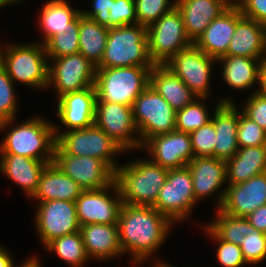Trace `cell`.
I'll list each match as a JSON object with an SVG mask.
<instances>
[{"mask_svg": "<svg viewBox=\"0 0 266 267\" xmlns=\"http://www.w3.org/2000/svg\"><path fill=\"white\" fill-rule=\"evenodd\" d=\"M172 224L153 206L122 203L117 226L123 254L129 251L137 263L150 259L164 242Z\"/></svg>", "mask_w": 266, "mask_h": 267, "instance_id": "obj_1", "label": "cell"}, {"mask_svg": "<svg viewBox=\"0 0 266 267\" xmlns=\"http://www.w3.org/2000/svg\"><path fill=\"white\" fill-rule=\"evenodd\" d=\"M136 161L118 166L115 171V182L119 187L122 203L153 206L164 186L168 169L151 160Z\"/></svg>", "mask_w": 266, "mask_h": 267, "instance_id": "obj_2", "label": "cell"}, {"mask_svg": "<svg viewBox=\"0 0 266 267\" xmlns=\"http://www.w3.org/2000/svg\"><path fill=\"white\" fill-rule=\"evenodd\" d=\"M154 65L148 51L147 27L134 24L108 29L105 51L96 68Z\"/></svg>", "mask_w": 266, "mask_h": 267, "instance_id": "obj_3", "label": "cell"}, {"mask_svg": "<svg viewBox=\"0 0 266 267\" xmlns=\"http://www.w3.org/2000/svg\"><path fill=\"white\" fill-rule=\"evenodd\" d=\"M5 137L0 145L1 154H16L39 161L54 159L55 125L41 117L18 124Z\"/></svg>", "mask_w": 266, "mask_h": 267, "instance_id": "obj_4", "label": "cell"}, {"mask_svg": "<svg viewBox=\"0 0 266 267\" xmlns=\"http://www.w3.org/2000/svg\"><path fill=\"white\" fill-rule=\"evenodd\" d=\"M152 67L96 68L94 88L96 102H113L133 106L136 98L149 86Z\"/></svg>", "mask_w": 266, "mask_h": 267, "instance_id": "obj_5", "label": "cell"}, {"mask_svg": "<svg viewBox=\"0 0 266 267\" xmlns=\"http://www.w3.org/2000/svg\"><path fill=\"white\" fill-rule=\"evenodd\" d=\"M3 51L0 49V64L13 82L48 87L49 63L44 44L7 45Z\"/></svg>", "mask_w": 266, "mask_h": 267, "instance_id": "obj_6", "label": "cell"}, {"mask_svg": "<svg viewBox=\"0 0 266 267\" xmlns=\"http://www.w3.org/2000/svg\"><path fill=\"white\" fill-rule=\"evenodd\" d=\"M55 126L56 146L67 155L91 156L107 163L114 171L117 165L112 156L122 153L124 149L95 124L88 128L57 132ZM122 150V151H121Z\"/></svg>", "mask_w": 266, "mask_h": 267, "instance_id": "obj_7", "label": "cell"}, {"mask_svg": "<svg viewBox=\"0 0 266 267\" xmlns=\"http://www.w3.org/2000/svg\"><path fill=\"white\" fill-rule=\"evenodd\" d=\"M147 39L149 55L155 65H164L180 50L193 44L176 7L147 27Z\"/></svg>", "mask_w": 266, "mask_h": 267, "instance_id": "obj_8", "label": "cell"}, {"mask_svg": "<svg viewBox=\"0 0 266 267\" xmlns=\"http://www.w3.org/2000/svg\"><path fill=\"white\" fill-rule=\"evenodd\" d=\"M132 112L141 146L155 135L175 131V110L150 86L136 98Z\"/></svg>", "mask_w": 266, "mask_h": 267, "instance_id": "obj_9", "label": "cell"}, {"mask_svg": "<svg viewBox=\"0 0 266 267\" xmlns=\"http://www.w3.org/2000/svg\"><path fill=\"white\" fill-rule=\"evenodd\" d=\"M195 203L192 174L188 166L169 169L153 207L173 223L185 220Z\"/></svg>", "mask_w": 266, "mask_h": 267, "instance_id": "obj_10", "label": "cell"}, {"mask_svg": "<svg viewBox=\"0 0 266 267\" xmlns=\"http://www.w3.org/2000/svg\"><path fill=\"white\" fill-rule=\"evenodd\" d=\"M53 162L83 190L102 189L115 181V171L95 157L67 155L55 146Z\"/></svg>", "mask_w": 266, "mask_h": 267, "instance_id": "obj_11", "label": "cell"}, {"mask_svg": "<svg viewBox=\"0 0 266 267\" xmlns=\"http://www.w3.org/2000/svg\"><path fill=\"white\" fill-rule=\"evenodd\" d=\"M217 59L208 56L194 43L180 50L164 65L197 96L208 97L212 66Z\"/></svg>", "mask_w": 266, "mask_h": 267, "instance_id": "obj_12", "label": "cell"}, {"mask_svg": "<svg viewBox=\"0 0 266 267\" xmlns=\"http://www.w3.org/2000/svg\"><path fill=\"white\" fill-rule=\"evenodd\" d=\"M53 59L54 64L48 70V87L53 85L58 98L69 92L94 87L96 66L82 54Z\"/></svg>", "mask_w": 266, "mask_h": 267, "instance_id": "obj_13", "label": "cell"}, {"mask_svg": "<svg viewBox=\"0 0 266 267\" xmlns=\"http://www.w3.org/2000/svg\"><path fill=\"white\" fill-rule=\"evenodd\" d=\"M94 124L119 144L124 151L142 147L132 107L113 102H96ZM135 133L138 137L134 136Z\"/></svg>", "mask_w": 266, "mask_h": 267, "instance_id": "obj_14", "label": "cell"}, {"mask_svg": "<svg viewBox=\"0 0 266 267\" xmlns=\"http://www.w3.org/2000/svg\"><path fill=\"white\" fill-rule=\"evenodd\" d=\"M38 205L35 227L45 246L53 239L80 230L75 202L59 199L40 202Z\"/></svg>", "mask_w": 266, "mask_h": 267, "instance_id": "obj_15", "label": "cell"}, {"mask_svg": "<svg viewBox=\"0 0 266 267\" xmlns=\"http://www.w3.org/2000/svg\"><path fill=\"white\" fill-rule=\"evenodd\" d=\"M112 189L115 194L114 198L108 194V190ZM75 205L80 226L87 224H117L122 205L119 187L114 181L111 185L102 189L83 190L76 199Z\"/></svg>", "mask_w": 266, "mask_h": 267, "instance_id": "obj_16", "label": "cell"}, {"mask_svg": "<svg viewBox=\"0 0 266 267\" xmlns=\"http://www.w3.org/2000/svg\"><path fill=\"white\" fill-rule=\"evenodd\" d=\"M218 209L234 217H247L262 205H266V172L246 182L228 185L217 199Z\"/></svg>", "mask_w": 266, "mask_h": 267, "instance_id": "obj_17", "label": "cell"}, {"mask_svg": "<svg viewBox=\"0 0 266 267\" xmlns=\"http://www.w3.org/2000/svg\"><path fill=\"white\" fill-rule=\"evenodd\" d=\"M142 147H146L155 164L166 169L187 166L194 158L190 133L172 131L149 138Z\"/></svg>", "mask_w": 266, "mask_h": 267, "instance_id": "obj_18", "label": "cell"}, {"mask_svg": "<svg viewBox=\"0 0 266 267\" xmlns=\"http://www.w3.org/2000/svg\"><path fill=\"white\" fill-rule=\"evenodd\" d=\"M58 100L56 114L69 130L88 128L94 124L97 101L94 87L63 94Z\"/></svg>", "mask_w": 266, "mask_h": 267, "instance_id": "obj_19", "label": "cell"}, {"mask_svg": "<svg viewBox=\"0 0 266 267\" xmlns=\"http://www.w3.org/2000/svg\"><path fill=\"white\" fill-rule=\"evenodd\" d=\"M213 116L210 117H212L216 132L214 157L226 161L236 155L239 150L237 107L232 100L222 99L215 107Z\"/></svg>", "mask_w": 266, "mask_h": 267, "instance_id": "obj_20", "label": "cell"}, {"mask_svg": "<svg viewBox=\"0 0 266 267\" xmlns=\"http://www.w3.org/2000/svg\"><path fill=\"white\" fill-rule=\"evenodd\" d=\"M242 17L239 8H227L210 22L194 44L208 56L219 59L227 53L236 23Z\"/></svg>", "mask_w": 266, "mask_h": 267, "instance_id": "obj_21", "label": "cell"}, {"mask_svg": "<svg viewBox=\"0 0 266 267\" xmlns=\"http://www.w3.org/2000/svg\"><path fill=\"white\" fill-rule=\"evenodd\" d=\"M185 32L192 43L203 34L213 19H216L228 7L220 0H175Z\"/></svg>", "mask_w": 266, "mask_h": 267, "instance_id": "obj_22", "label": "cell"}, {"mask_svg": "<svg viewBox=\"0 0 266 267\" xmlns=\"http://www.w3.org/2000/svg\"><path fill=\"white\" fill-rule=\"evenodd\" d=\"M195 201L212 195L227 181L226 161L215 157H194L188 164Z\"/></svg>", "mask_w": 266, "mask_h": 267, "instance_id": "obj_23", "label": "cell"}, {"mask_svg": "<svg viewBox=\"0 0 266 267\" xmlns=\"http://www.w3.org/2000/svg\"><path fill=\"white\" fill-rule=\"evenodd\" d=\"M265 33V24L243 16L236 23L235 32L225 55L254 58L263 61Z\"/></svg>", "mask_w": 266, "mask_h": 267, "instance_id": "obj_24", "label": "cell"}, {"mask_svg": "<svg viewBox=\"0 0 266 267\" xmlns=\"http://www.w3.org/2000/svg\"><path fill=\"white\" fill-rule=\"evenodd\" d=\"M149 86L162 96L175 112L183 109L198 98L181 79L165 65H154L151 68L149 72Z\"/></svg>", "mask_w": 266, "mask_h": 267, "instance_id": "obj_25", "label": "cell"}, {"mask_svg": "<svg viewBox=\"0 0 266 267\" xmlns=\"http://www.w3.org/2000/svg\"><path fill=\"white\" fill-rule=\"evenodd\" d=\"M79 231L89 259L107 260L123 255L117 224H87L82 225Z\"/></svg>", "mask_w": 266, "mask_h": 267, "instance_id": "obj_26", "label": "cell"}, {"mask_svg": "<svg viewBox=\"0 0 266 267\" xmlns=\"http://www.w3.org/2000/svg\"><path fill=\"white\" fill-rule=\"evenodd\" d=\"M16 154H1L0 171L33 197L39 186L42 171L48 163Z\"/></svg>", "mask_w": 266, "mask_h": 267, "instance_id": "obj_27", "label": "cell"}, {"mask_svg": "<svg viewBox=\"0 0 266 267\" xmlns=\"http://www.w3.org/2000/svg\"><path fill=\"white\" fill-rule=\"evenodd\" d=\"M82 191L79 184L51 162L42 171L39 186L33 198L40 202L59 199L75 202Z\"/></svg>", "mask_w": 266, "mask_h": 267, "instance_id": "obj_28", "label": "cell"}, {"mask_svg": "<svg viewBox=\"0 0 266 267\" xmlns=\"http://www.w3.org/2000/svg\"><path fill=\"white\" fill-rule=\"evenodd\" d=\"M266 172V145L239 148L236 155L226 160L228 185L246 182Z\"/></svg>", "mask_w": 266, "mask_h": 267, "instance_id": "obj_29", "label": "cell"}, {"mask_svg": "<svg viewBox=\"0 0 266 267\" xmlns=\"http://www.w3.org/2000/svg\"><path fill=\"white\" fill-rule=\"evenodd\" d=\"M217 61L223 63L222 77L229 87L243 90L258 83L263 64L260 59L224 55Z\"/></svg>", "mask_w": 266, "mask_h": 267, "instance_id": "obj_30", "label": "cell"}, {"mask_svg": "<svg viewBox=\"0 0 266 267\" xmlns=\"http://www.w3.org/2000/svg\"><path fill=\"white\" fill-rule=\"evenodd\" d=\"M41 10L39 25L45 35L42 44L54 35L67 32L82 15L81 11L72 9L66 0H49Z\"/></svg>", "mask_w": 266, "mask_h": 267, "instance_id": "obj_31", "label": "cell"}, {"mask_svg": "<svg viewBox=\"0 0 266 267\" xmlns=\"http://www.w3.org/2000/svg\"><path fill=\"white\" fill-rule=\"evenodd\" d=\"M108 29L96 21L79 17V53L97 66L103 57L108 38Z\"/></svg>", "mask_w": 266, "mask_h": 267, "instance_id": "obj_32", "label": "cell"}, {"mask_svg": "<svg viewBox=\"0 0 266 267\" xmlns=\"http://www.w3.org/2000/svg\"><path fill=\"white\" fill-rule=\"evenodd\" d=\"M72 266H81L89 259L80 231L53 239L45 246Z\"/></svg>", "mask_w": 266, "mask_h": 267, "instance_id": "obj_33", "label": "cell"}, {"mask_svg": "<svg viewBox=\"0 0 266 267\" xmlns=\"http://www.w3.org/2000/svg\"><path fill=\"white\" fill-rule=\"evenodd\" d=\"M215 221L207 225L221 240L241 245L249 233V221L245 217H234L217 210Z\"/></svg>", "mask_w": 266, "mask_h": 267, "instance_id": "obj_34", "label": "cell"}, {"mask_svg": "<svg viewBox=\"0 0 266 267\" xmlns=\"http://www.w3.org/2000/svg\"><path fill=\"white\" fill-rule=\"evenodd\" d=\"M206 97H199L183 109L176 111L175 130L191 133L211 121L207 109L203 104ZM201 102V103H200ZM204 105V106H203Z\"/></svg>", "mask_w": 266, "mask_h": 267, "instance_id": "obj_35", "label": "cell"}, {"mask_svg": "<svg viewBox=\"0 0 266 267\" xmlns=\"http://www.w3.org/2000/svg\"><path fill=\"white\" fill-rule=\"evenodd\" d=\"M79 18L63 34L51 37L44 45L47 57L60 58L79 53Z\"/></svg>", "mask_w": 266, "mask_h": 267, "instance_id": "obj_36", "label": "cell"}, {"mask_svg": "<svg viewBox=\"0 0 266 267\" xmlns=\"http://www.w3.org/2000/svg\"><path fill=\"white\" fill-rule=\"evenodd\" d=\"M13 81L7 74L4 67L0 64V129L10 126L13 123L17 102Z\"/></svg>", "mask_w": 266, "mask_h": 267, "instance_id": "obj_37", "label": "cell"}, {"mask_svg": "<svg viewBox=\"0 0 266 267\" xmlns=\"http://www.w3.org/2000/svg\"><path fill=\"white\" fill-rule=\"evenodd\" d=\"M137 24L149 27L161 16L170 12L176 2L169 0H134Z\"/></svg>", "mask_w": 266, "mask_h": 267, "instance_id": "obj_38", "label": "cell"}, {"mask_svg": "<svg viewBox=\"0 0 266 267\" xmlns=\"http://www.w3.org/2000/svg\"><path fill=\"white\" fill-rule=\"evenodd\" d=\"M237 141L239 148L266 145V131L243 112H238Z\"/></svg>", "mask_w": 266, "mask_h": 267, "instance_id": "obj_39", "label": "cell"}, {"mask_svg": "<svg viewBox=\"0 0 266 267\" xmlns=\"http://www.w3.org/2000/svg\"><path fill=\"white\" fill-rule=\"evenodd\" d=\"M240 247L246 263L258 264L266 258V234L249 222V233L244 236Z\"/></svg>", "mask_w": 266, "mask_h": 267, "instance_id": "obj_40", "label": "cell"}, {"mask_svg": "<svg viewBox=\"0 0 266 267\" xmlns=\"http://www.w3.org/2000/svg\"><path fill=\"white\" fill-rule=\"evenodd\" d=\"M215 135L212 119L190 133L194 157H214Z\"/></svg>", "mask_w": 266, "mask_h": 267, "instance_id": "obj_41", "label": "cell"}, {"mask_svg": "<svg viewBox=\"0 0 266 267\" xmlns=\"http://www.w3.org/2000/svg\"><path fill=\"white\" fill-rule=\"evenodd\" d=\"M206 229L207 233L213 237V240L219 243L217 260L223 267H241L244 263L247 264L239 245L221 240L207 225Z\"/></svg>", "mask_w": 266, "mask_h": 267, "instance_id": "obj_42", "label": "cell"}, {"mask_svg": "<svg viewBox=\"0 0 266 267\" xmlns=\"http://www.w3.org/2000/svg\"><path fill=\"white\" fill-rule=\"evenodd\" d=\"M109 28L137 24L134 0H112Z\"/></svg>", "mask_w": 266, "mask_h": 267, "instance_id": "obj_43", "label": "cell"}, {"mask_svg": "<svg viewBox=\"0 0 266 267\" xmlns=\"http://www.w3.org/2000/svg\"><path fill=\"white\" fill-rule=\"evenodd\" d=\"M242 112L266 131V97L253 93Z\"/></svg>", "mask_w": 266, "mask_h": 267, "instance_id": "obj_44", "label": "cell"}, {"mask_svg": "<svg viewBox=\"0 0 266 267\" xmlns=\"http://www.w3.org/2000/svg\"><path fill=\"white\" fill-rule=\"evenodd\" d=\"M93 11H81V14L93 19L99 25L109 28V11L112 7V0H92Z\"/></svg>", "mask_w": 266, "mask_h": 267, "instance_id": "obj_45", "label": "cell"}, {"mask_svg": "<svg viewBox=\"0 0 266 267\" xmlns=\"http://www.w3.org/2000/svg\"><path fill=\"white\" fill-rule=\"evenodd\" d=\"M239 9L244 17L266 25V0H245Z\"/></svg>", "mask_w": 266, "mask_h": 267, "instance_id": "obj_46", "label": "cell"}, {"mask_svg": "<svg viewBox=\"0 0 266 267\" xmlns=\"http://www.w3.org/2000/svg\"><path fill=\"white\" fill-rule=\"evenodd\" d=\"M246 218L258 231L266 234V205L260 206Z\"/></svg>", "mask_w": 266, "mask_h": 267, "instance_id": "obj_47", "label": "cell"}, {"mask_svg": "<svg viewBox=\"0 0 266 267\" xmlns=\"http://www.w3.org/2000/svg\"><path fill=\"white\" fill-rule=\"evenodd\" d=\"M259 89H257L255 92L258 93L261 96L266 97V64H262L260 73H259Z\"/></svg>", "mask_w": 266, "mask_h": 267, "instance_id": "obj_48", "label": "cell"}, {"mask_svg": "<svg viewBox=\"0 0 266 267\" xmlns=\"http://www.w3.org/2000/svg\"><path fill=\"white\" fill-rule=\"evenodd\" d=\"M13 260L9 253L0 245V267H14Z\"/></svg>", "mask_w": 266, "mask_h": 267, "instance_id": "obj_49", "label": "cell"}, {"mask_svg": "<svg viewBox=\"0 0 266 267\" xmlns=\"http://www.w3.org/2000/svg\"><path fill=\"white\" fill-rule=\"evenodd\" d=\"M226 7L228 8H239L245 0H232L234 2H232L231 0H220Z\"/></svg>", "mask_w": 266, "mask_h": 267, "instance_id": "obj_50", "label": "cell"}, {"mask_svg": "<svg viewBox=\"0 0 266 267\" xmlns=\"http://www.w3.org/2000/svg\"><path fill=\"white\" fill-rule=\"evenodd\" d=\"M30 260H26L25 263L22 264V266L17 267H41L40 263L38 262L37 258H29ZM15 267V266H14Z\"/></svg>", "mask_w": 266, "mask_h": 267, "instance_id": "obj_51", "label": "cell"}, {"mask_svg": "<svg viewBox=\"0 0 266 267\" xmlns=\"http://www.w3.org/2000/svg\"><path fill=\"white\" fill-rule=\"evenodd\" d=\"M23 0H0V7L2 8L5 5L8 4H13V3H17V2H22Z\"/></svg>", "mask_w": 266, "mask_h": 267, "instance_id": "obj_52", "label": "cell"}, {"mask_svg": "<svg viewBox=\"0 0 266 267\" xmlns=\"http://www.w3.org/2000/svg\"><path fill=\"white\" fill-rule=\"evenodd\" d=\"M264 58H263V63L266 64V33H265V52H264Z\"/></svg>", "mask_w": 266, "mask_h": 267, "instance_id": "obj_53", "label": "cell"}, {"mask_svg": "<svg viewBox=\"0 0 266 267\" xmlns=\"http://www.w3.org/2000/svg\"><path fill=\"white\" fill-rule=\"evenodd\" d=\"M165 262H159V260L157 261V263L155 262V267H162V265H164Z\"/></svg>", "mask_w": 266, "mask_h": 267, "instance_id": "obj_54", "label": "cell"}, {"mask_svg": "<svg viewBox=\"0 0 266 267\" xmlns=\"http://www.w3.org/2000/svg\"><path fill=\"white\" fill-rule=\"evenodd\" d=\"M162 267H174V266H172V265H168V264H164V265H162Z\"/></svg>", "mask_w": 266, "mask_h": 267, "instance_id": "obj_55", "label": "cell"}]
</instances>
